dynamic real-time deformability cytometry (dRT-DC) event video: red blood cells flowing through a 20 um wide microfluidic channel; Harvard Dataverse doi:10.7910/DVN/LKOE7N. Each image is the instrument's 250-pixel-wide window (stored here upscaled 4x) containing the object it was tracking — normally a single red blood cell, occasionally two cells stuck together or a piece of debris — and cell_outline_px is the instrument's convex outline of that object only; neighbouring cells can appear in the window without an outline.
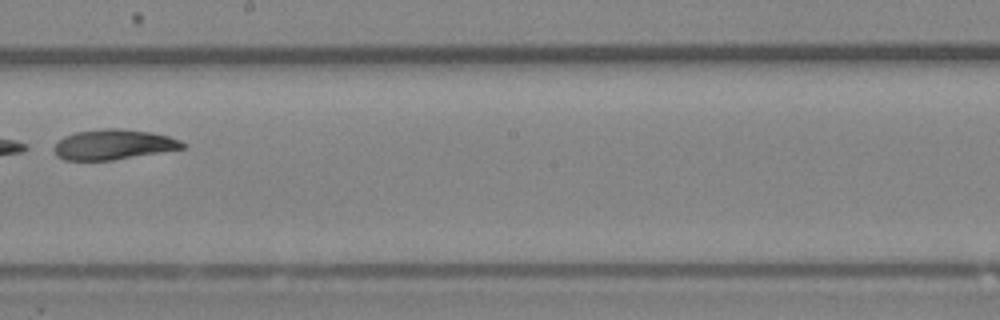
{"species": "Egyptian fruit bat (a non-hibernating species)", "species_latin": "Rousettus aegyptiacus", "temperature_condition": "room temperature", "stored_images_in_passage": 6, "camera_frame_rate_fps": 3000, "um_per_image_px": 0.085, "animal": {"sex": "female"}, "frame": {"image": 1, "passage_image": 5, "time_ms": 1.333, "image_size_px": [1000, 320], "cell_outline_px": [[184, 148], [112, 160], [64, 160], [56, 156], [52, 148], [64, 136], [76, 132], [104, 128], [120, 128], [152, 132], [168, 136], [180, 140], [184, 144]], "centroid_in_image_um": [9.61, 12.28], "position_along_channel_um": 238.6, "area_um2": 22.48}}
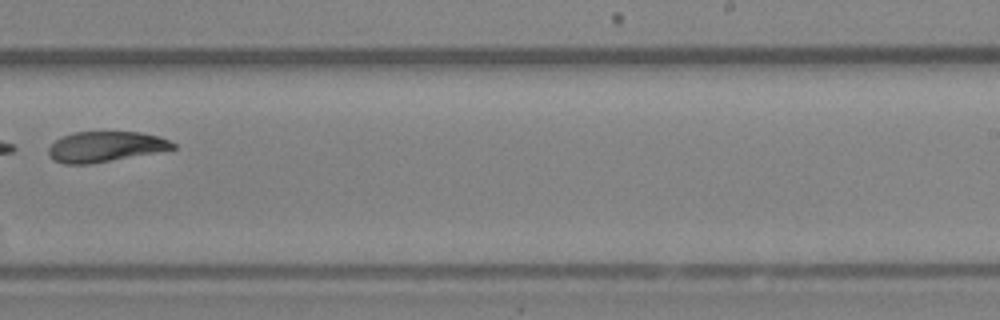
{"frame": {"image": 2, "passage_image": 6, "time_ms": 1.667, "image_size_px": [1000, 320], "cell_outline_px": [[176, 148], [88, 164], [64, 164], [52, 160], [48, 156], [48, 148], [56, 140], [72, 132], [140, 132], [160, 136], [176, 144]], "centroid_in_image_um": [8.91, 12.46], "position_along_channel_um": 280.1, "area_um2": 21.79}}